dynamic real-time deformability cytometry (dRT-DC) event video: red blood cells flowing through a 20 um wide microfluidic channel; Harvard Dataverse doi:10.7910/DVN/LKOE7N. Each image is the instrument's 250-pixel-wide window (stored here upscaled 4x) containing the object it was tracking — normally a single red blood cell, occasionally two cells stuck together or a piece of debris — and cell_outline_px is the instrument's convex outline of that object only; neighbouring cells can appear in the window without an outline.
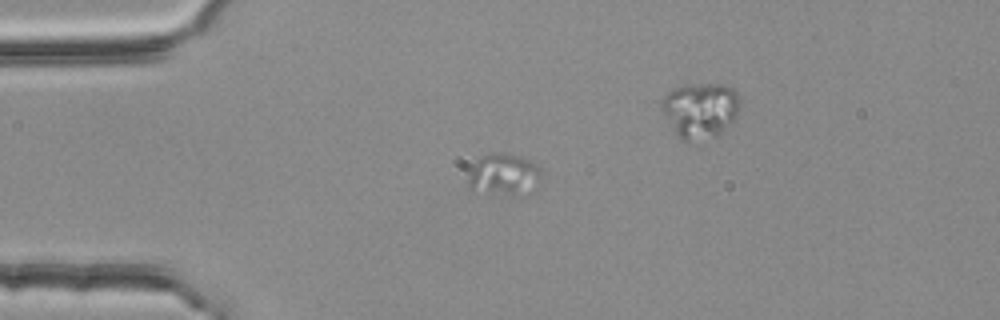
{"species": "common noctule bat (a hibernating species)", "species_latin": "Nyctalus noctula", "temperature_condition": "room temperature", "stored_images_in_passage": 50, "camera_frame_rate_fps": 3000, "um_per_image_px": 0.085, "animal": {"sex": "female", "body_mass_g": 25.1}, "frame": {"image": 1, "passage_image": 15, "time_ms": 4.667, "image_size_px": [1000, 320], "cell_outline_px": [[544, 176], [540, 180], [520, 192], [508, 192], [468, 188], [468, 180], [472, 164], [476, 160], [484, 156], [496, 152], [500, 152], [520, 156], [540, 168]], "centroid_in_image_um": [42.79, 14.73], "position_along_channel_um": 42.2, "area_um2": 16.42}}
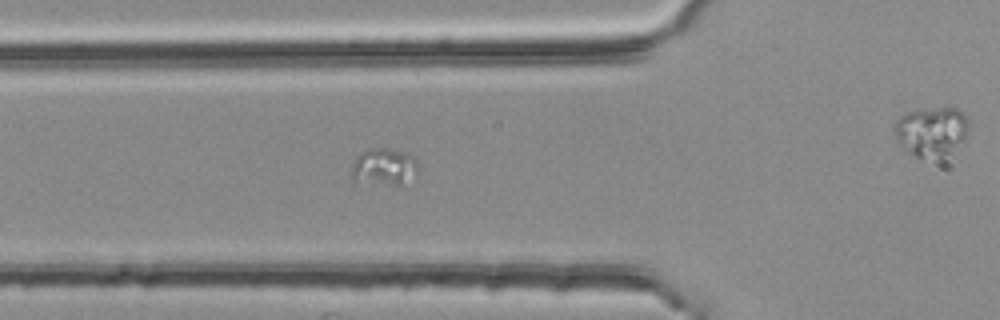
{"frame": {"image": 2, "passage_image": 21, "time_ms": 6.667, "image_size_px": [1000, 320], "cell_outline_px": [[420, 164], [416, 176], [400, 184], [352, 184], [352, 164], [360, 152], [368, 148], [388, 148], [408, 152], [416, 156]], "centroid_in_image_um": [32.65, 14.18], "position_along_channel_um": 93.2, "area_um2": 15.14}}